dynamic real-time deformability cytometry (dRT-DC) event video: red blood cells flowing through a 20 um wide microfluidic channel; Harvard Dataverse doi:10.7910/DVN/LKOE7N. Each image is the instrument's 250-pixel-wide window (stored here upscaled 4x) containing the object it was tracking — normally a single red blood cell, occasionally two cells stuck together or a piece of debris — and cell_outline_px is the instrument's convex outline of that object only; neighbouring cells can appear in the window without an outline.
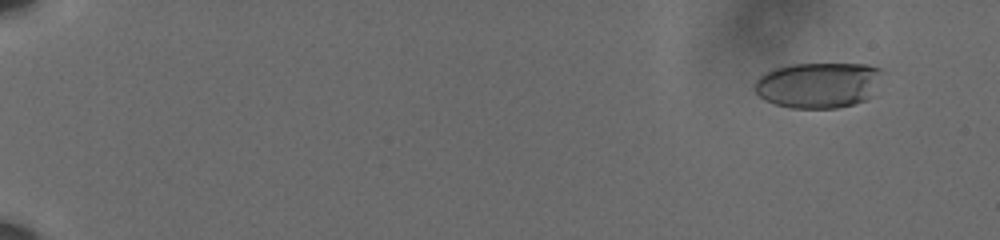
{"species": "human", "species_latin": "Homo sapiens", "temperature_condition": "cold", "stored_images_in_passage": 62, "camera_frame_rate_fps": 3000, "um_per_image_px": 0.085, "donor": {"sex": "male"}, "frame": {"image": 1, "passage_image": 6, "time_ms": 1.667, "image_size_px": [1000, 240], "cell_outline_px": [[884, 72], [868, 100], [836, 108], [792, 108], [776, 104], [764, 100], [756, 92], [756, 80], [764, 72], [772, 68], [792, 64], [868, 64], [880, 68]], "centroid_in_image_um": [69.57, 7.22], "position_along_channel_um": 15.4, "area_um2": 34.1}}
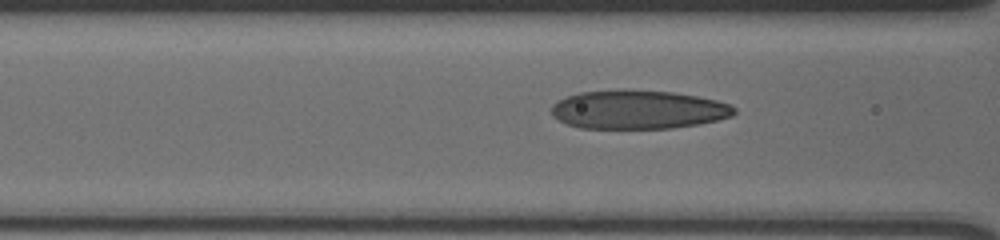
{"frame": {"image": 2, "passage_image": 29, "time_ms": 9.333, "image_size_px": [1000, 240], "cell_outline_px": [[736, 112], [732, 116], [700, 124], [672, 128], [580, 128], [568, 124], [552, 116], [552, 104], [568, 96], [580, 92], [624, 88], [672, 92], [696, 96], [716, 100], [728, 104], [736, 108]], "centroid_in_image_um": [54.24, 9.3], "position_along_channel_um": 112.4, "area_um2": 41.44}}
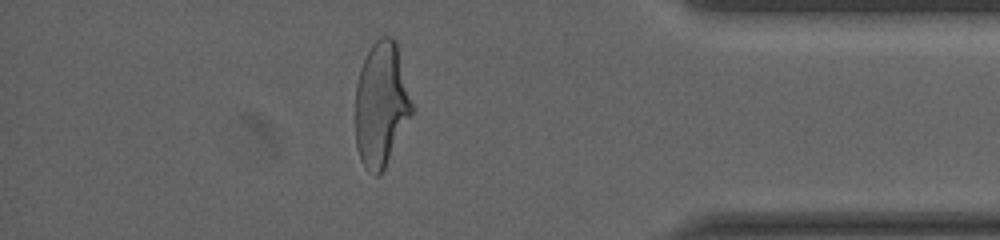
{"frame": {"image": 3, "passage_image": 55, "time_ms": 18.0, "image_size_px": [1000, 240], "cell_outline_px": [[412, 112], [384, 168], [376, 176], [360, 160], [356, 148], [356, 84], [360, 68], [372, 44], [380, 36], [392, 36], [396, 40], [412, 104]], "centroid_in_image_um": [32.38, 8.82], "position_along_channel_um": 402.8, "area_um2": 40.23}, "authors_computed_cell_mechanics": {"area_um2": 40.1421, "velocity_mm_per_s": 3.6159, "shape_relaxation_time_tau1_ms": 4.5916, "shape_relaxation_time_tau2_ms": 1.0493, "deformation_change_tau1": 0.1965, "deformation_change_tau2": 0.0898}}